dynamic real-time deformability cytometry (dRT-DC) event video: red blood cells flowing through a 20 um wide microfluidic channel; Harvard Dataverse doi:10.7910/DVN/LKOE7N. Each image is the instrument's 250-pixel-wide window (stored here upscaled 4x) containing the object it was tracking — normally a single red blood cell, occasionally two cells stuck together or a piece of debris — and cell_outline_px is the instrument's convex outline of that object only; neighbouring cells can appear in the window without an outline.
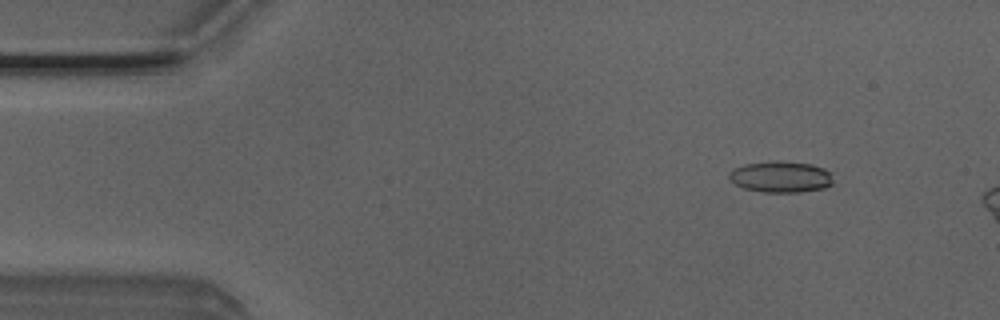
{"species": "Egyptian fruit bat (a non-hibernating species)", "species_latin": "Rousettus aegyptiacus", "temperature_condition": "room temperature", "stored_images_in_passage": 4, "camera_frame_rate_fps": 3000, "um_per_image_px": 0.085, "animal": {"sex": "male"}, "frame": {"image": 1, "passage_image": 2, "time_ms": 0.333, "image_size_px": [1000, 320], "cell_outline_px": [[832, 184], [824, 188], [800, 192], [764, 192], [744, 188], [728, 180], [728, 172], [744, 164], [772, 160], [812, 164], [824, 168], [828, 172]], "centroid_in_image_um": [66.32, 15.02], "position_along_channel_um": 18.7, "area_um2": 18.9}}